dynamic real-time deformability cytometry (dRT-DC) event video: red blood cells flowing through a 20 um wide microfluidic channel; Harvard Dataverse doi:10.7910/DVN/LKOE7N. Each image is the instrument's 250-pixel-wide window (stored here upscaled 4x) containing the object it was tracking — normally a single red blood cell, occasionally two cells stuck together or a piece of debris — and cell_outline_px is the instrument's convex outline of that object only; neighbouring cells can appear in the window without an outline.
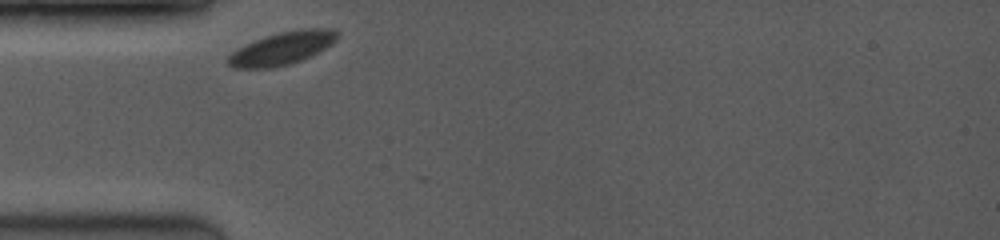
{"species": "common noctule bat (a hibernating species)", "species_latin": "Nyctalus noctula", "temperature_condition": "room temperature", "stored_images_in_passage": 29, "camera_frame_rate_fps": 3500, "um_per_image_px": 0.085, "animal": {"sex": "female", "body_mass_g": 19.0, "forearm_length_mm": 53.3}, "frame": {"image": 1, "passage_image": 1, "time_ms": 0.0, "image_size_px": [1000, 240], "cell_outline_px": [[340, 36], [332, 44], [312, 56], [288, 64], [272, 68], [232, 68], [224, 60], [232, 52], [256, 40], [280, 32], [300, 28], [332, 28]], "centroid_in_image_um": [24.01, 4.11], "position_along_channel_um": 61.0, "area_um2": 20.81}}
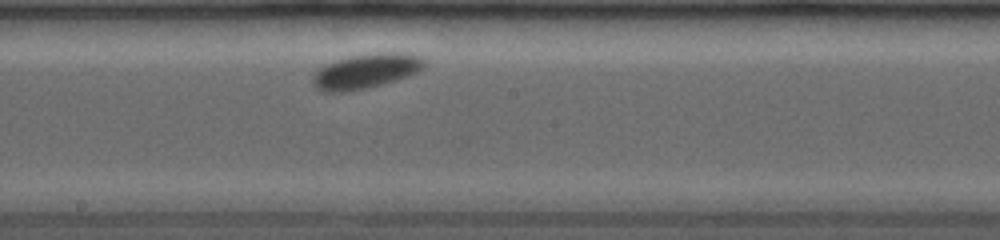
{"frame": {"image": 2, "passage_image": 16, "time_ms": 4.286, "image_size_px": [1000, 240], "cell_outline_px": [[424, 64], [416, 72], [396, 80], [364, 88], [340, 92], [324, 92], [316, 88], [312, 80], [312, 76], [324, 64], [336, 60], [352, 56], [384, 52], [404, 52], [420, 56], [424, 60]], "centroid_in_image_um": [31.07, 6.03], "position_along_channel_um": 217.1, "area_um2": 22.14}}
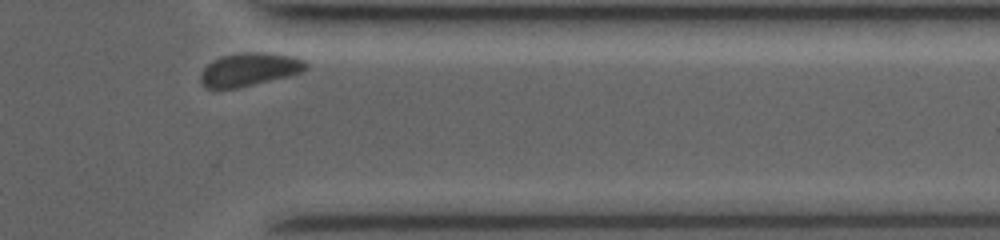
{"frame": {"image": 3, "passage_image": 29, "time_ms": 8.857, "image_size_px": [1000, 240], "cell_outline_px": [[308, 68], [300, 72], [288, 76], [236, 88], [204, 88], [200, 80], [200, 72], [208, 64], [224, 56], [244, 52], [256, 52], [296, 56], [304, 60], [308, 64]], "centroid_in_image_um": [21.21, 5.9], "position_along_channel_um": 390.2, "area_um2": 20.11}, "authors_computed_cell_mechanics": {"area_um2": 21.097, "velocity_mm_per_s": 3.712, "shape_relaxation_time_tau1_ms": 1.8831, "shape_relaxation_time_tau2_ms": null, "deformation_change_tau1": 0.0589, "deformation_change_tau2": null}}